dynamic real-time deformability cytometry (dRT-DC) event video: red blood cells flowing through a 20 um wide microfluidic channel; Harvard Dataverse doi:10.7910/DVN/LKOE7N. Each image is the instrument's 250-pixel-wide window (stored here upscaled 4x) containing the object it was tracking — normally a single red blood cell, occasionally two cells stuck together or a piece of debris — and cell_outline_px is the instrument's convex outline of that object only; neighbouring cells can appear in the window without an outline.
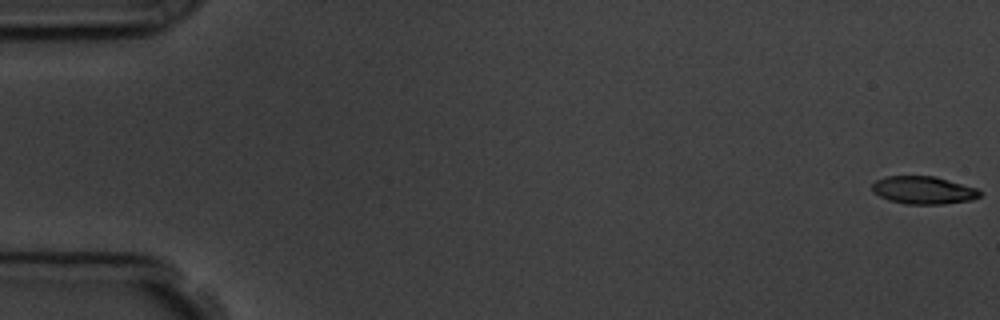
{"species": "common noctule bat (a hibernating species)", "species_latin": "Nyctalus noctula", "temperature_condition": "room temperature", "stored_images_in_passage": 57, "camera_frame_rate_fps": 3000, "um_per_image_px": 0.085, "animal": {"sex": "male", "body_mass_g": 19.5, "forearm_length_mm": 54.6}, "frame": {"image": 1, "passage_image": 1, "time_ms": 0.0, "image_size_px": [1000, 320], "cell_outline_px": [[984, 192], [980, 196], [972, 200], [944, 204], [904, 204], [888, 200], [880, 196], [872, 188], [872, 184], [876, 180], [884, 176], [936, 176], [976, 188]], "centroid_in_image_um": [78.52, 16.16], "position_along_channel_um": 6.5, "area_um2": 17.51}}
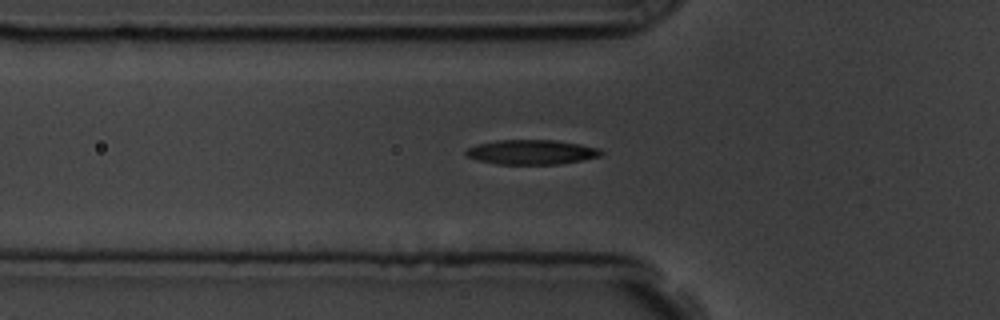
{"frame": {"image": 2, "passage_image": 20, "time_ms": 6.333, "image_size_px": [1000, 320], "cell_outline_px": [[604, 152], [600, 156], [580, 160], [556, 164], [496, 164], [476, 160], [468, 156], [464, 152], [468, 148], [476, 144], [496, 140], [556, 140], [580, 144], [600, 148]], "centroid_in_image_um": [45.16, 12.92], "position_along_channel_um": 80.6, "area_um2": 19.42}}
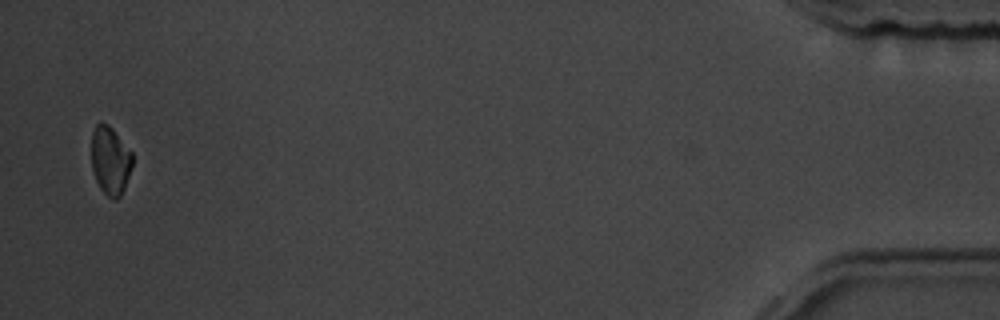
{"frame": {"image": 3, "passage_image": 56, "time_ms": 18.333, "image_size_px": [1000, 320], "cell_outline_px": [[132, 168], [124, 188], [120, 196], [116, 200], [112, 200], [100, 188], [96, 180], [92, 168], [92, 132], [96, 124], [100, 120], [108, 124], [112, 128], [132, 152]], "centroid_in_image_um": [9.37, 13.62], "position_along_channel_um": 425.8, "area_um2": 16.36}, "authors_computed_cell_mechanics": {"area_um2": 18.3226, "velocity_mm_per_s": 3.6063, "shape_relaxation_time_tau1_ms": 2.6792, "shape_relaxation_time_tau2_ms": 3.8616, "deformation_change_tau1": 0.1041, "deformation_change_tau2": 0.0838}}